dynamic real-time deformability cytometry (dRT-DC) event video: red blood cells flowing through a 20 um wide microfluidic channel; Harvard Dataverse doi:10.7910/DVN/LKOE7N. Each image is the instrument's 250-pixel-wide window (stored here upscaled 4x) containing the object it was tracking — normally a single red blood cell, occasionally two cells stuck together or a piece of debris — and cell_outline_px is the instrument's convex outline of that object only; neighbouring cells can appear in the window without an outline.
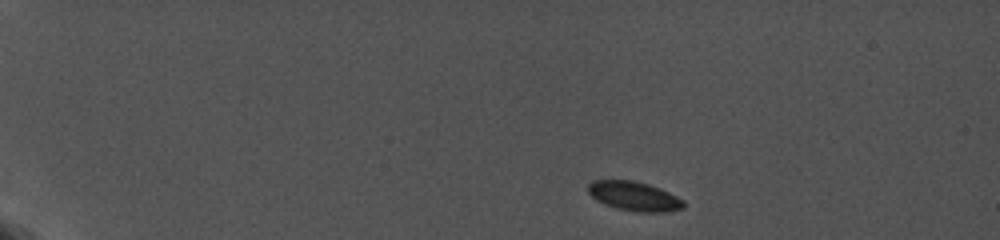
{"species": "common noctule bat (a hibernating species)", "species_latin": "Nyctalus noctula", "temperature_condition": "cold", "stored_images_in_passage": 5, "camera_frame_rate_fps": 5000, "um_per_image_px": 0.085, "animal": {"sex": "female", "body_mass_g": 19.0, "forearm_length_mm": 56.7}, "frame": {"image": 1, "passage_image": 1, "time_ms": 0.0, "image_size_px": [1000, 240], "cell_outline_px": [[684, 208], [664, 212], [636, 212], [616, 208], [604, 204], [596, 200], [588, 192], [588, 184], [592, 180], [632, 180], [648, 184], [660, 188], [684, 200]], "centroid_in_image_um": [53.89, 16.68], "position_along_channel_um": 31.1, "area_um2": 16.36}}